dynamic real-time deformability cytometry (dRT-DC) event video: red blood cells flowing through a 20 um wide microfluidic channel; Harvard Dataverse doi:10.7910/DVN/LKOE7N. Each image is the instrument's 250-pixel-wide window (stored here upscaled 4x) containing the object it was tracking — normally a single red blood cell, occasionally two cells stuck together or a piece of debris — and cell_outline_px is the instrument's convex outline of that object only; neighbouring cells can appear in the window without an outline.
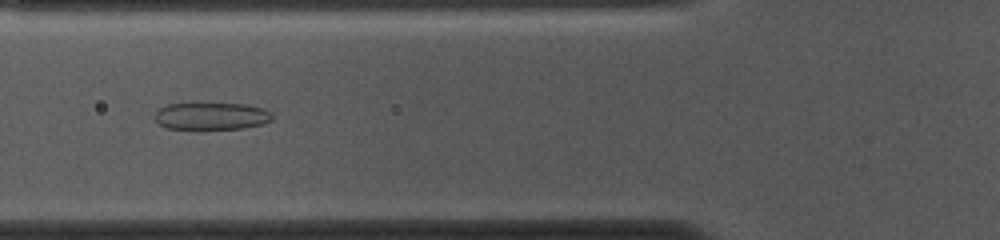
{"species": "common noctule bat (a hibernating species)", "species_latin": "Nyctalus noctula", "temperature_condition": "cold", "stored_images_in_passage": 49, "camera_frame_rate_fps": 3000, "um_per_image_px": 0.085, "animal": {"sex": "female", "body_mass_g": 10.0, "forearm_length_mm": 53.1}, "frame": {"image": 1, "passage_image": 15, "time_ms": 4.667, "image_size_px": [1000, 240], "cell_outline_px": [[272, 120], [260, 124], [244, 128], [168, 128], [160, 124], [156, 120], [156, 112], [160, 108], [168, 104], [248, 104], [264, 108], [272, 112]], "centroid_in_image_um": [18.03, 9.85], "position_along_channel_um": 107.8, "area_um2": 18.21}}
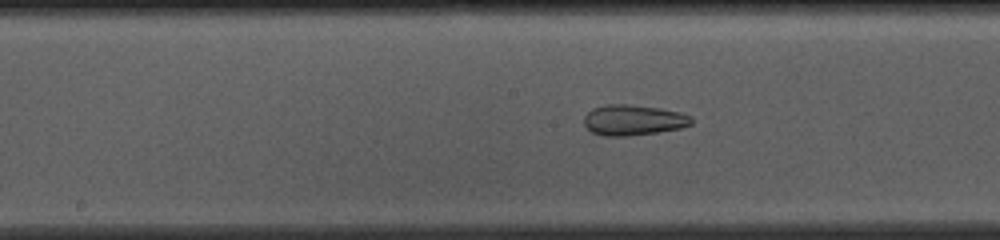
{"frame": {"image": 2, "passage_image": 22, "time_ms": 7.0, "image_size_px": [1000, 240], "cell_outline_px": [[692, 124], [680, 128], [656, 132], [628, 136], [604, 136], [592, 132], [584, 124], [584, 116], [592, 108], [608, 104], [628, 104], [660, 108], [680, 112], [692, 116]], "centroid_in_image_um": [53.83, 10.2], "position_along_channel_um": 194.4, "area_um2": 19.13}}
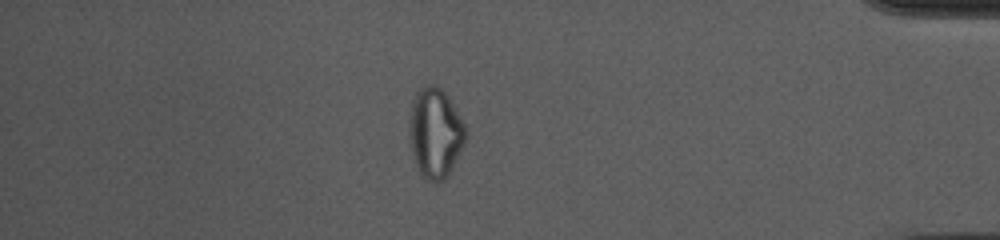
{"frame": {"image": 3, "passage_image": 42, "time_ms": 13.667, "image_size_px": [1000, 240], "cell_outline_px": [[468, 132], [464, 144], [448, 176], [444, 180], [428, 180], [420, 172], [412, 156], [408, 132], [408, 128], [412, 100], [416, 88], [428, 84], [436, 84], [452, 100]], "centroid_in_image_um": [36.98, 11.24], "position_along_channel_um": 398.2, "area_um2": 29.88}, "authors_computed_cell_mechanics": {"area_um2": 24.9696, "velocity_mm_per_s": 3.6888, "shape_relaxation_time_tau1_ms": null, "shape_relaxation_time_tau2_ms": 2.1074, "deformation_change_tau1": null, "deformation_change_tau2": 0.0906}}